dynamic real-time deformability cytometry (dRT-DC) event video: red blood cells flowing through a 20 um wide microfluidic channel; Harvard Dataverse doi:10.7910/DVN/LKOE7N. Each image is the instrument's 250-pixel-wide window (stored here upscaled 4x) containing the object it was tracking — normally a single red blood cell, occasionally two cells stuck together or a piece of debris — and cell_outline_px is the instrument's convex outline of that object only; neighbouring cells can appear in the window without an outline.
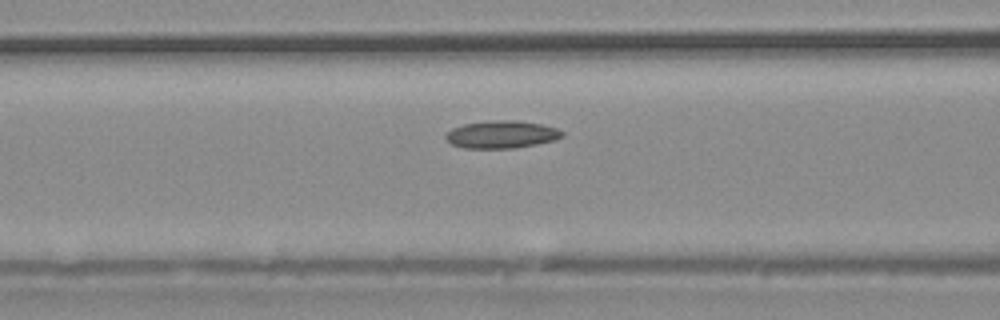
{"species": "common noctule bat (a hibernating species)", "species_latin": "Nyctalus noctula", "temperature_condition": "warm", "stored_images_in_passage": 28, "camera_frame_rate_fps": 3000, "um_per_image_px": 0.085, "animal": {"sex": "male", "body_mass_g": 20.4}, "frame": {"image": 1, "passage_image": 5, "time_ms": 1.333, "image_size_px": [1000, 320], "cell_outline_px": [[564, 136], [556, 140], [516, 148], [464, 148], [452, 144], [444, 136], [452, 128], [464, 124], [492, 120], [516, 120], [540, 124], [556, 128], [564, 132]], "centroid_in_image_um": [42.66, 11.43], "position_along_channel_um": 123.9, "area_um2": 18.67}}
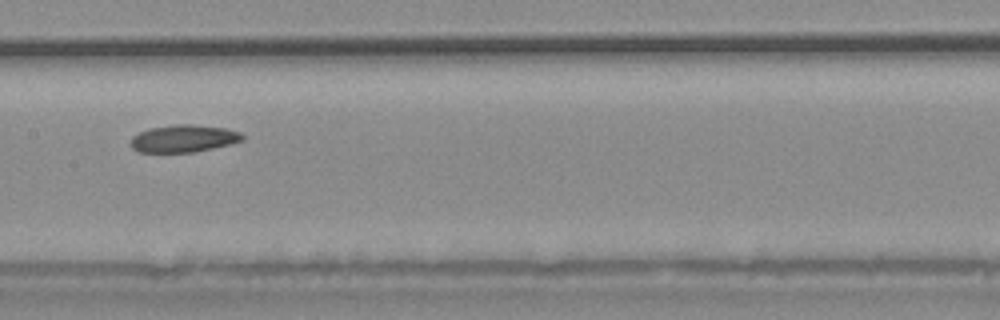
{"frame": {"image": 2, "passage_image": 9, "time_ms": 2.667, "image_size_px": [1000, 320], "cell_outline_px": [[244, 140], [196, 152], [136, 152], [132, 148], [132, 136], [148, 128], [176, 124], [192, 124], [224, 128], [240, 132], [244, 136]], "centroid_in_image_um": [15.59, 11.77], "position_along_channel_um": 191.8, "area_um2": 17.74}}
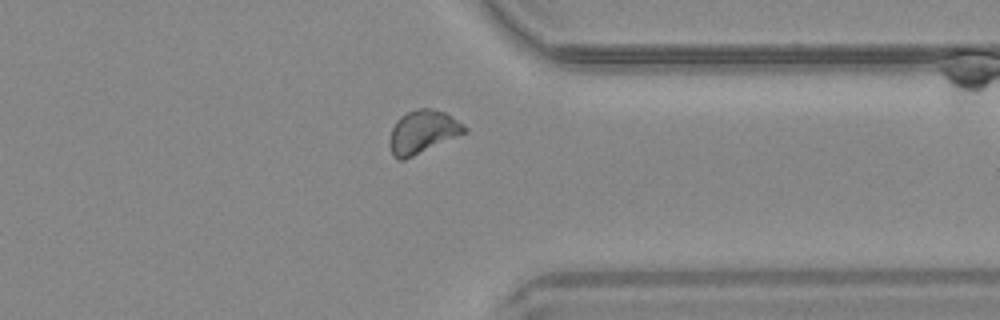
{"frame": {"image": 3, "passage_image": 20, "time_ms": 6.333, "image_size_px": [1000, 320], "cell_outline_px": [[468, 132], [404, 160], [396, 160], [392, 156], [388, 144], [388, 140], [392, 128], [396, 120], [400, 116], [416, 108], [428, 108], [444, 112], [452, 116], [468, 128]], "centroid_in_image_um": [35.9, 11.23], "position_along_channel_um": 375.5, "area_um2": 19.07}}